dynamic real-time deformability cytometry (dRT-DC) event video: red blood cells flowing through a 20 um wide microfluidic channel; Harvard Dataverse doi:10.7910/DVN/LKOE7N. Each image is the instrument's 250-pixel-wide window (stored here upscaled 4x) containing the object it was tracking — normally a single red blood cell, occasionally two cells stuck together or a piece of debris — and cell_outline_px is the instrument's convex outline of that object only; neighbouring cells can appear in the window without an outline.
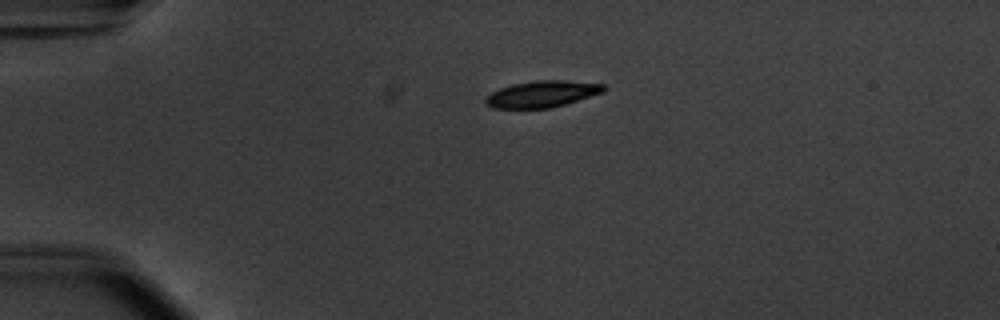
{"species": "common noctule bat (a hibernating species)", "species_latin": "Nyctalus noctula", "temperature_condition": "warm", "stored_images_in_passage": 42, "camera_frame_rate_fps": 3000, "um_per_image_px": 0.085, "animal": {"sex": "male", "body_mass_g": 20.1, "forearm_length_mm": 53.5}, "frame": {"image": 1, "passage_image": 1, "time_ms": 0.0, "image_size_px": [1000, 320], "cell_outline_px": [[604, 92], [552, 108], [492, 108], [484, 104], [484, 100], [492, 92], [500, 88], [512, 84], [536, 80], [564, 80], [604, 84]], "centroid_in_image_um": [46.05, 7.99], "position_along_channel_um": 38.9, "area_um2": 18.21}}
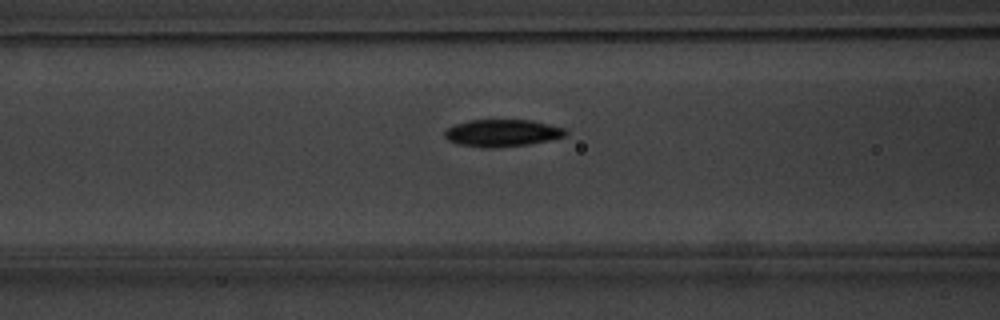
{"frame": {"image": 2, "passage_image": 11, "time_ms": 3.333, "image_size_px": [1000, 320], "cell_outline_px": [[568, 132], [564, 136], [548, 140], [528, 144], [492, 148], [488, 148], [456, 144], [448, 140], [444, 136], [444, 132], [448, 128], [456, 124], [468, 120], [532, 120], [564, 128]], "centroid_in_image_um": [42.66, 11.3], "position_along_channel_um": 123.9, "area_um2": 19.02}}
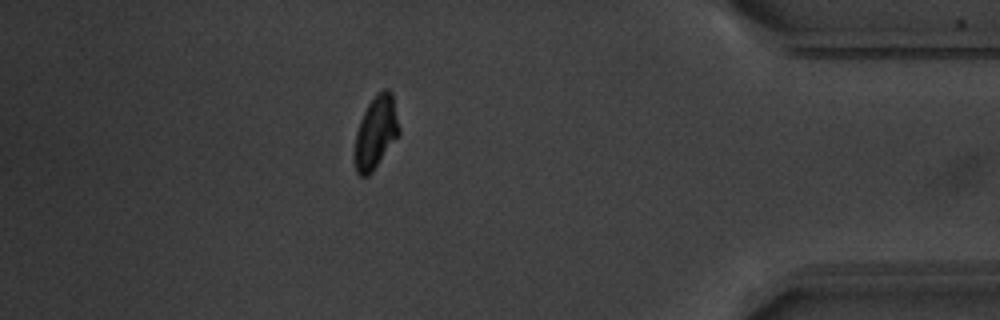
{"frame": {"image": 3, "passage_image": 36, "time_ms": 11.667, "image_size_px": [1000, 320], "cell_outline_px": [[400, 136], [372, 172], [368, 176], [360, 176], [356, 172], [356, 132], [360, 120], [368, 104], [384, 88], [388, 88], [392, 92], [400, 128]], "centroid_in_image_um": [32.0, 11.25], "position_along_channel_um": 403.2, "area_um2": 18.67}, "authors_computed_cell_mechanics": {"area_um2": 19.3919, "velocity_mm_per_s": 3.7671, "shape_relaxation_time_tau1_ms": 2.2166, "shape_relaxation_time_tau2_ms": 3.4074, "deformation_change_tau1": 0.1229, "deformation_change_tau2": 0.0622}}